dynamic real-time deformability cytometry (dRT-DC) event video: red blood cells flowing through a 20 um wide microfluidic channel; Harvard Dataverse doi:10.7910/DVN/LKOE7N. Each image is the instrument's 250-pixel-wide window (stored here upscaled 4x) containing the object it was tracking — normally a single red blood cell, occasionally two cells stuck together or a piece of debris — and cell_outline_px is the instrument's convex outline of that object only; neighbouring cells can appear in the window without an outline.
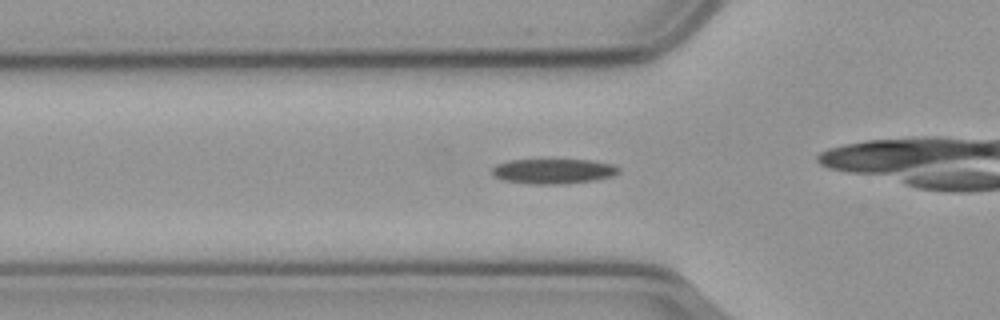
{"species": "common noctule bat (a hibernating species)", "species_latin": "Nyctalus noctula", "temperature_condition": "cold", "stored_images_in_passage": 31, "camera_frame_rate_fps": 3000, "um_per_image_px": 0.085, "animal": {"sex": "male", "body_mass_g": 23.1, "forearm_length_mm": 52.7}, "frame": {"image": 1, "passage_image": 4, "time_ms": 1.0, "image_size_px": [1000, 320], "cell_outline_px": [[620, 172], [612, 176], [596, 180], [560, 184], [532, 184], [504, 180], [492, 176], [492, 168], [496, 164], [508, 160], [588, 160], [616, 164], [620, 168]], "centroid_in_image_um": [47.05, 14.55], "position_along_channel_um": 78.8, "area_um2": 18.55}}
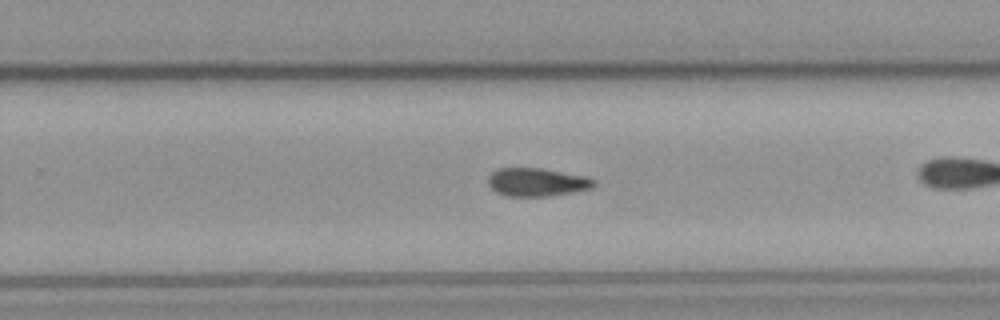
{"frame": {"image": 2, "passage_image": 21, "time_ms": 6.667, "image_size_px": [1000, 320], "cell_outline_px": [[596, 184], [592, 188], [572, 192], [548, 196], [508, 196], [496, 192], [488, 184], [488, 176], [496, 168], [540, 168], [588, 176], [596, 180]], "centroid_in_image_um": [45.65, 15.47], "position_along_channel_um": 284.1, "area_um2": 17.51}}
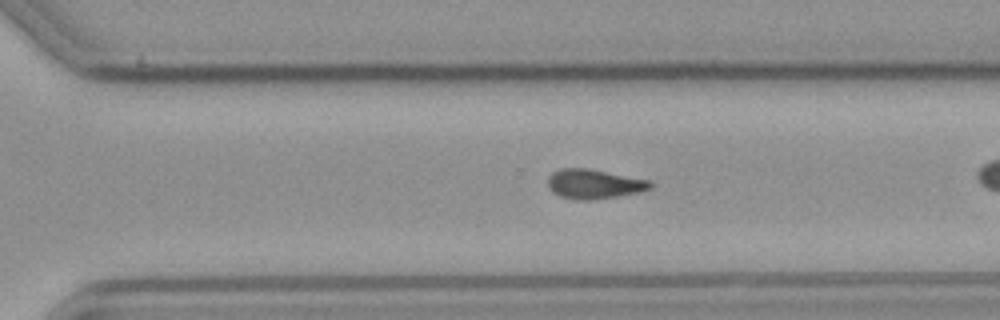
{"frame": {"image": 3, "passage_image": 24, "time_ms": 7.667, "image_size_px": [1000, 320], "cell_outline_px": [[652, 188], [640, 192], [616, 196], [588, 200], [576, 200], [560, 196], [552, 192], [548, 188], [548, 176], [552, 172], [560, 168], [588, 168], [652, 180]], "centroid_in_image_um": [50.49, 15.63], "position_along_channel_um": 320.1, "area_um2": 17.8}, "authors_computed_cell_mechanics": {"area_um2": 17.8024, "velocity_mm_per_s": 3.598, "shape_relaxation_time_tau1_ms": 8.177, "shape_relaxation_time_tau2_ms": null, "deformation_change_tau1": 0.1782, "deformation_change_tau2": null}}